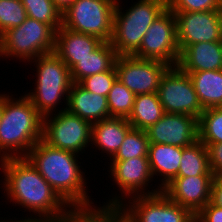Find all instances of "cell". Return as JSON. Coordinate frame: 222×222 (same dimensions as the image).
Here are the masks:
<instances>
[{"instance_id": "24", "label": "cell", "mask_w": 222, "mask_h": 222, "mask_svg": "<svg viewBox=\"0 0 222 222\" xmlns=\"http://www.w3.org/2000/svg\"><path fill=\"white\" fill-rule=\"evenodd\" d=\"M189 76L203 109L222 107V69L190 72Z\"/></svg>"}, {"instance_id": "17", "label": "cell", "mask_w": 222, "mask_h": 222, "mask_svg": "<svg viewBox=\"0 0 222 222\" xmlns=\"http://www.w3.org/2000/svg\"><path fill=\"white\" fill-rule=\"evenodd\" d=\"M102 42L95 36L74 32L61 26L55 34L54 53L71 69Z\"/></svg>"}, {"instance_id": "32", "label": "cell", "mask_w": 222, "mask_h": 222, "mask_svg": "<svg viewBox=\"0 0 222 222\" xmlns=\"http://www.w3.org/2000/svg\"><path fill=\"white\" fill-rule=\"evenodd\" d=\"M116 79L117 71L114 66L110 71L84 78L79 84L89 92L107 97Z\"/></svg>"}, {"instance_id": "1", "label": "cell", "mask_w": 222, "mask_h": 222, "mask_svg": "<svg viewBox=\"0 0 222 222\" xmlns=\"http://www.w3.org/2000/svg\"><path fill=\"white\" fill-rule=\"evenodd\" d=\"M0 168L8 200L33 212L30 218L54 220L68 206L26 157L2 159Z\"/></svg>"}, {"instance_id": "22", "label": "cell", "mask_w": 222, "mask_h": 222, "mask_svg": "<svg viewBox=\"0 0 222 222\" xmlns=\"http://www.w3.org/2000/svg\"><path fill=\"white\" fill-rule=\"evenodd\" d=\"M118 55L110 42H102L90 55L75 64L71 69L73 83H80L84 78L94 74L110 71Z\"/></svg>"}, {"instance_id": "8", "label": "cell", "mask_w": 222, "mask_h": 222, "mask_svg": "<svg viewBox=\"0 0 222 222\" xmlns=\"http://www.w3.org/2000/svg\"><path fill=\"white\" fill-rule=\"evenodd\" d=\"M91 127L92 124L81 117L67 110L59 111L43 117L42 140L52 147L79 155L92 146Z\"/></svg>"}, {"instance_id": "33", "label": "cell", "mask_w": 222, "mask_h": 222, "mask_svg": "<svg viewBox=\"0 0 222 222\" xmlns=\"http://www.w3.org/2000/svg\"><path fill=\"white\" fill-rule=\"evenodd\" d=\"M172 12H202L222 10V0H166Z\"/></svg>"}, {"instance_id": "4", "label": "cell", "mask_w": 222, "mask_h": 222, "mask_svg": "<svg viewBox=\"0 0 222 222\" xmlns=\"http://www.w3.org/2000/svg\"><path fill=\"white\" fill-rule=\"evenodd\" d=\"M117 0L113 16V34L110 40L118 56L133 55L139 48L148 28L167 8L166 0H138L122 12Z\"/></svg>"}, {"instance_id": "25", "label": "cell", "mask_w": 222, "mask_h": 222, "mask_svg": "<svg viewBox=\"0 0 222 222\" xmlns=\"http://www.w3.org/2000/svg\"><path fill=\"white\" fill-rule=\"evenodd\" d=\"M164 114L165 111L157 93H147L135 96L133 110L127 120L132 128L147 130Z\"/></svg>"}, {"instance_id": "20", "label": "cell", "mask_w": 222, "mask_h": 222, "mask_svg": "<svg viewBox=\"0 0 222 222\" xmlns=\"http://www.w3.org/2000/svg\"><path fill=\"white\" fill-rule=\"evenodd\" d=\"M132 128L125 118L110 117L92 124L91 144L111 159Z\"/></svg>"}, {"instance_id": "21", "label": "cell", "mask_w": 222, "mask_h": 222, "mask_svg": "<svg viewBox=\"0 0 222 222\" xmlns=\"http://www.w3.org/2000/svg\"><path fill=\"white\" fill-rule=\"evenodd\" d=\"M182 156V147L149 143L148 159L150 170L153 178L162 176L161 184H158L163 189L178 175L180 167V159ZM155 175V176H154Z\"/></svg>"}, {"instance_id": "34", "label": "cell", "mask_w": 222, "mask_h": 222, "mask_svg": "<svg viewBox=\"0 0 222 222\" xmlns=\"http://www.w3.org/2000/svg\"><path fill=\"white\" fill-rule=\"evenodd\" d=\"M208 149L209 165L214 176L222 175V143L204 144Z\"/></svg>"}, {"instance_id": "5", "label": "cell", "mask_w": 222, "mask_h": 222, "mask_svg": "<svg viewBox=\"0 0 222 222\" xmlns=\"http://www.w3.org/2000/svg\"><path fill=\"white\" fill-rule=\"evenodd\" d=\"M30 62L36 65V87L33 92L25 95L33 106L43 117L66 110L69 90L73 84L68 66L54 52L39 56ZM62 100L65 108L59 110L57 107Z\"/></svg>"}, {"instance_id": "29", "label": "cell", "mask_w": 222, "mask_h": 222, "mask_svg": "<svg viewBox=\"0 0 222 222\" xmlns=\"http://www.w3.org/2000/svg\"><path fill=\"white\" fill-rule=\"evenodd\" d=\"M135 96L132 91L116 79L107 95L110 116L128 119L133 110Z\"/></svg>"}, {"instance_id": "13", "label": "cell", "mask_w": 222, "mask_h": 222, "mask_svg": "<svg viewBox=\"0 0 222 222\" xmlns=\"http://www.w3.org/2000/svg\"><path fill=\"white\" fill-rule=\"evenodd\" d=\"M169 67L165 62L133 55L118 56L115 62L117 79L135 95L157 93L161 77Z\"/></svg>"}, {"instance_id": "30", "label": "cell", "mask_w": 222, "mask_h": 222, "mask_svg": "<svg viewBox=\"0 0 222 222\" xmlns=\"http://www.w3.org/2000/svg\"><path fill=\"white\" fill-rule=\"evenodd\" d=\"M149 140L145 130L131 128L111 160H128L148 156Z\"/></svg>"}, {"instance_id": "35", "label": "cell", "mask_w": 222, "mask_h": 222, "mask_svg": "<svg viewBox=\"0 0 222 222\" xmlns=\"http://www.w3.org/2000/svg\"><path fill=\"white\" fill-rule=\"evenodd\" d=\"M195 216L201 222H222V208L209 201Z\"/></svg>"}, {"instance_id": "41", "label": "cell", "mask_w": 222, "mask_h": 222, "mask_svg": "<svg viewBox=\"0 0 222 222\" xmlns=\"http://www.w3.org/2000/svg\"><path fill=\"white\" fill-rule=\"evenodd\" d=\"M193 222H201V221L195 216Z\"/></svg>"}, {"instance_id": "6", "label": "cell", "mask_w": 222, "mask_h": 222, "mask_svg": "<svg viewBox=\"0 0 222 222\" xmlns=\"http://www.w3.org/2000/svg\"><path fill=\"white\" fill-rule=\"evenodd\" d=\"M56 31L48 24L26 18L20 26L0 36V58L13 57L30 62L54 52Z\"/></svg>"}, {"instance_id": "10", "label": "cell", "mask_w": 222, "mask_h": 222, "mask_svg": "<svg viewBox=\"0 0 222 222\" xmlns=\"http://www.w3.org/2000/svg\"><path fill=\"white\" fill-rule=\"evenodd\" d=\"M165 113L186 114L199 119L202 108L188 73L170 66L161 77L157 91Z\"/></svg>"}, {"instance_id": "37", "label": "cell", "mask_w": 222, "mask_h": 222, "mask_svg": "<svg viewBox=\"0 0 222 222\" xmlns=\"http://www.w3.org/2000/svg\"><path fill=\"white\" fill-rule=\"evenodd\" d=\"M56 7L63 13L75 0H52Z\"/></svg>"}, {"instance_id": "11", "label": "cell", "mask_w": 222, "mask_h": 222, "mask_svg": "<svg viewBox=\"0 0 222 222\" xmlns=\"http://www.w3.org/2000/svg\"><path fill=\"white\" fill-rule=\"evenodd\" d=\"M108 170L112 176V181L119 187L121 194L112 196V199L106 203L122 205L126 201L125 197L132 198L134 196L153 195L162 191L157 186L156 189L147 190V186L154 179L150 170L148 156L132 157L128 160H110ZM146 190V191H145ZM121 195V197L119 196ZM124 197V199L122 198Z\"/></svg>"}, {"instance_id": "3", "label": "cell", "mask_w": 222, "mask_h": 222, "mask_svg": "<svg viewBox=\"0 0 222 222\" xmlns=\"http://www.w3.org/2000/svg\"><path fill=\"white\" fill-rule=\"evenodd\" d=\"M9 94L3 93L0 160L26 157L31 148L42 139L43 116L26 95L13 100Z\"/></svg>"}, {"instance_id": "39", "label": "cell", "mask_w": 222, "mask_h": 222, "mask_svg": "<svg viewBox=\"0 0 222 222\" xmlns=\"http://www.w3.org/2000/svg\"><path fill=\"white\" fill-rule=\"evenodd\" d=\"M113 222H132L128 216L122 212Z\"/></svg>"}, {"instance_id": "7", "label": "cell", "mask_w": 222, "mask_h": 222, "mask_svg": "<svg viewBox=\"0 0 222 222\" xmlns=\"http://www.w3.org/2000/svg\"><path fill=\"white\" fill-rule=\"evenodd\" d=\"M117 0H75L62 13V26L110 42Z\"/></svg>"}, {"instance_id": "28", "label": "cell", "mask_w": 222, "mask_h": 222, "mask_svg": "<svg viewBox=\"0 0 222 222\" xmlns=\"http://www.w3.org/2000/svg\"><path fill=\"white\" fill-rule=\"evenodd\" d=\"M27 17L50 25L55 31L62 26V13L52 0H21Z\"/></svg>"}, {"instance_id": "12", "label": "cell", "mask_w": 222, "mask_h": 222, "mask_svg": "<svg viewBox=\"0 0 222 222\" xmlns=\"http://www.w3.org/2000/svg\"><path fill=\"white\" fill-rule=\"evenodd\" d=\"M129 199V205L124 202L121 207L132 222H193L195 217L189 209L171 201L162 191Z\"/></svg>"}, {"instance_id": "31", "label": "cell", "mask_w": 222, "mask_h": 222, "mask_svg": "<svg viewBox=\"0 0 222 222\" xmlns=\"http://www.w3.org/2000/svg\"><path fill=\"white\" fill-rule=\"evenodd\" d=\"M27 18L21 0H0V36L11 28L20 26Z\"/></svg>"}, {"instance_id": "27", "label": "cell", "mask_w": 222, "mask_h": 222, "mask_svg": "<svg viewBox=\"0 0 222 222\" xmlns=\"http://www.w3.org/2000/svg\"><path fill=\"white\" fill-rule=\"evenodd\" d=\"M198 131L203 144L222 143V107L204 109L198 119Z\"/></svg>"}, {"instance_id": "36", "label": "cell", "mask_w": 222, "mask_h": 222, "mask_svg": "<svg viewBox=\"0 0 222 222\" xmlns=\"http://www.w3.org/2000/svg\"><path fill=\"white\" fill-rule=\"evenodd\" d=\"M210 202L222 208V175L213 179Z\"/></svg>"}, {"instance_id": "14", "label": "cell", "mask_w": 222, "mask_h": 222, "mask_svg": "<svg viewBox=\"0 0 222 222\" xmlns=\"http://www.w3.org/2000/svg\"><path fill=\"white\" fill-rule=\"evenodd\" d=\"M180 53L199 42H222V10L173 12Z\"/></svg>"}, {"instance_id": "9", "label": "cell", "mask_w": 222, "mask_h": 222, "mask_svg": "<svg viewBox=\"0 0 222 222\" xmlns=\"http://www.w3.org/2000/svg\"><path fill=\"white\" fill-rule=\"evenodd\" d=\"M133 56L141 59L158 60L170 66H177L180 50L177 41L175 14L166 8L148 28L140 48Z\"/></svg>"}, {"instance_id": "23", "label": "cell", "mask_w": 222, "mask_h": 222, "mask_svg": "<svg viewBox=\"0 0 222 222\" xmlns=\"http://www.w3.org/2000/svg\"><path fill=\"white\" fill-rule=\"evenodd\" d=\"M93 204L68 205L52 222H113L123 212L121 205L104 203L97 208Z\"/></svg>"}, {"instance_id": "40", "label": "cell", "mask_w": 222, "mask_h": 222, "mask_svg": "<svg viewBox=\"0 0 222 222\" xmlns=\"http://www.w3.org/2000/svg\"><path fill=\"white\" fill-rule=\"evenodd\" d=\"M2 109H3V94H0V116L2 113Z\"/></svg>"}, {"instance_id": "38", "label": "cell", "mask_w": 222, "mask_h": 222, "mask_svg": "<svg viewBox=\"0 0 222 222\" xmlns=\"http://www.w3.org/2000/svg\"><path fill=\"white\" fill-rule=\"evenodd\" d=\"M8 220H1L0 222H7ZM8 222H52V220H47V219H38V218H27L25 217V219L22 218V220H10Z\"/></svg>"}, {"instance_id": "18", "label": "cell", "mask_w": 222, "mask_h": 222, "mask_svg": "<svg viewBox=\"0 0 222 222\" xmlns=\"http://www.w3.org/2000/svg\"><path fill=\"white\" fill-rule=\"evenodd\" d=\"M66 110L91 124L111 117L107 97L89 92L79 83L69 90Z\"/></svg>"}, {"instance_id": "2", "label": "cell", "mask_w": 222, "mask_h": 222, "mask_svg": "<svg viewBox=\"0 0 222 222\" xmlns=\"http://www.w3.org/2000/svg\"><path fill=\"white\" fill-rule=\"evenodd\" d=\"M78 157V154L52 147L42 139L26 156L68 205L94 203L88 196L87 179Z\"/></svg>"}, {"instance_id": "15", "label": "cell", "mask_w": 222, "mask_h": 222, "mask_svg": "<svg viewBox=\"0 0 222 222\" xmlns=\"http://www.w3.org/2000/svg\"><path fill=\"white\" fill-rule=\"evenodd\" d=\"M149 143L190 146L199 140L198 119L186 114L165 113L147 130Z\"/></svg>"}, {"instance_id": "16", "label": "cell", "mask_w": 222, "mask_h": 222, "mask_svg": "<svg viewBox=\"0 0 222 222\" xmlns=\"http://www.w3.org/2000/svg\"><path fill=\"white\" fill-rule=\"evenodd\" d=\"M214 175L175 177L162 192L173 202L196 215L211 198Z\"/></svg>"}, {"instance_id": "26", "label": "cell", "mask_w": 222, "mask_h": 222, "mask_svg": "<svg viewBox=\"0 0 222 222\" xmlns=\"http://www.w3.org/2000/svg\"><path fill=\"white\" fill-rule=\"evenodd\" d=\"M213 175L209 165L207 147L200 141L182 148L177 177Z\"/></svg>"}, {"instance_id": "19", "label": "cell", "mask_w": 222, "mask_h": 222, "mask_svg": "<svg viewBox=\"0 0 222 222\" xmlns=\"http://www.w3.org/2000/svg\"><path fill=\"white\" fill-rule=\"evenodd\" d=\"M177 66L185 73L222 69V42H199L186 47Z\"/></svg>"}]
</instances>
